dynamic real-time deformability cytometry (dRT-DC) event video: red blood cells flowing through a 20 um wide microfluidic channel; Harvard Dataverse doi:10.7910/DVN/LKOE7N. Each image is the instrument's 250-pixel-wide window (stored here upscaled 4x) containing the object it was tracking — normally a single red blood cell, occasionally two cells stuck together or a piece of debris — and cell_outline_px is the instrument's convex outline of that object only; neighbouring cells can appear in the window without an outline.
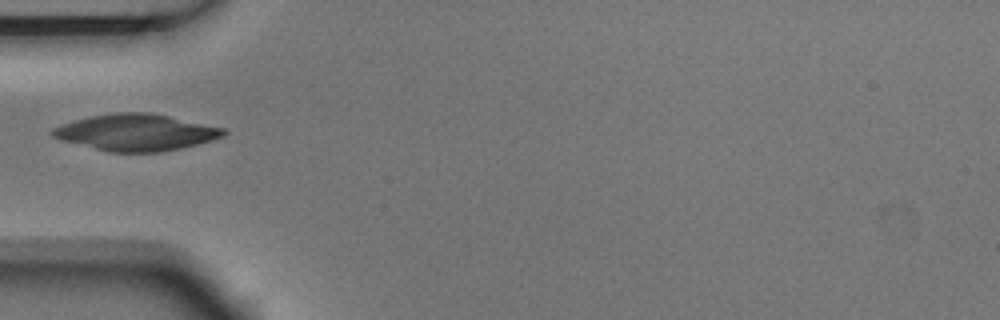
{"species": "Egyptian fruit bat (a non-hibernating species)", "species_latin": "Rousettus aegyptiacus", "temperature_condition": "room temperature", "stored_images_in_passage": 5, "camera_frame_rate_fps": 3000, "um_per_image_px": 0.085, "animal": {"sex": "male"}, "frame": {"image": 1, "passage_image": 4, "time_ms": 1.0, "image_size_px": [1000, 320], "cell_outline_px": [[228, 132], [224, 136], [212, 140], [180, 148], [160, 152], [108, 152], [60, 140], [52, 136], [48, 132], [52, 128], [60, 124], [88, 116], [116, 112], [152, 112], [224, 128]], "centroid_in_image_um": [11.52, 11.24], "position_along_channel_um": 73.5, "area_um2": 36.7}}
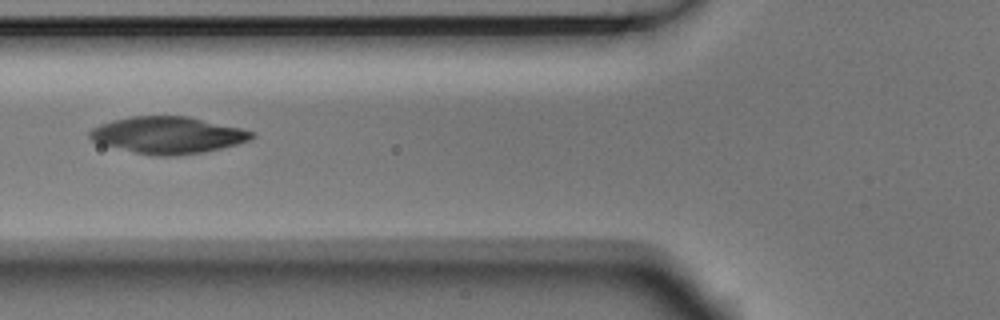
{"frame": {"image": 2, "passage_image": 5, "time_ms": 1.333, "image_size_px": [1000, 320], "cell_outline_px": [[256, 136], [252, 140], [204, 152], [176, 156], [156, 156], [136, 152], [100, 144], [92, 140], [88, 136], [88, 132], [92, 128], [100, 124], [112, 120], [132, 116], [188, 116], [240, 128], [256, 132]], "centroid_in_image_um": [14.27, 11.48], "position_along_channel_um": 111.5, "area_um2": 34.8}}